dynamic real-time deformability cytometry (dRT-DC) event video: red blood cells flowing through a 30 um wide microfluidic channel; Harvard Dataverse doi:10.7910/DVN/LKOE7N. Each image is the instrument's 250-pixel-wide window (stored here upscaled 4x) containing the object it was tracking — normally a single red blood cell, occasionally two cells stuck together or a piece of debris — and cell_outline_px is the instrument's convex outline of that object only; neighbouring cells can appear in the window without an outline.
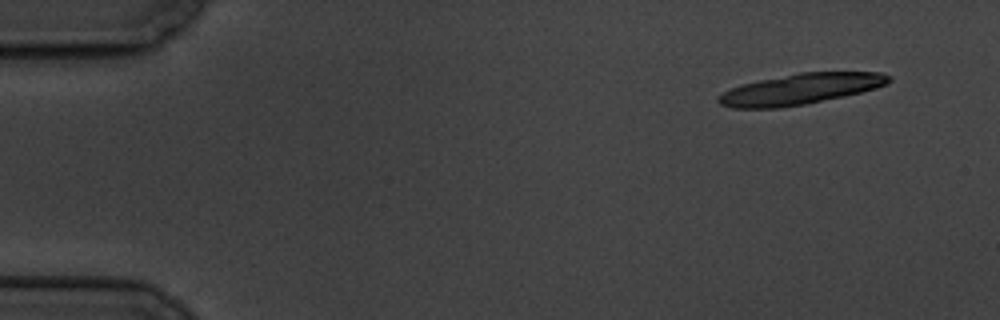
{"species": "common noctule bat (a hibernating species)", "species_latin": "Nyctalus noctula", "temperature_condition": "cold", "stored_images_in_passage": 7, "camera_frame_rate_fps": 3000, "um_per_image_px": 0.085, "animal": {"sex": "male", "body_mass_g": 19.5, "forearm_length_mm": 54.6}, "frame": {"image": 1, "passage_image": 1, "time_ms": 0.0, "image_size_px": [1000, 320], "cell_outline_px": [[892, 80], [888, 84], [860, 92], [844, 96], [804, 104], [776, 108], [732, 108], [720, 104], [716, 100], [716, 96], [732, 88], [744, 84], [760, 80], [800, 72], [884, 72], [892, 76]], "centroid_in_image_um": [68.06, 7.56], "position_along_channel_um": 16.9, "area_um2": 30.35}}
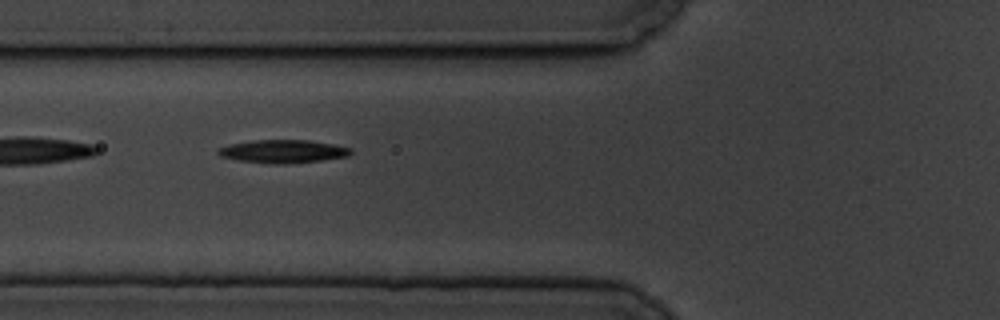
{"frame": {"image": 2, "passage_image": 6, "time_ms": 6.0, "image_size_px": [1000, 320], "cell_outline_px": [[352, 152], [348, 156], [320, 160], [284, 164], [272, 164], [236, 160], [220, 156], [216, 152], [216, 148], [228, 144], [252, 140], [308, 140], [332, 144], [352, 148]], "centroid_in_image_um": [23.99, 12.86], "position_along_channel_um": 101.8, "area_um2": 17.98}}